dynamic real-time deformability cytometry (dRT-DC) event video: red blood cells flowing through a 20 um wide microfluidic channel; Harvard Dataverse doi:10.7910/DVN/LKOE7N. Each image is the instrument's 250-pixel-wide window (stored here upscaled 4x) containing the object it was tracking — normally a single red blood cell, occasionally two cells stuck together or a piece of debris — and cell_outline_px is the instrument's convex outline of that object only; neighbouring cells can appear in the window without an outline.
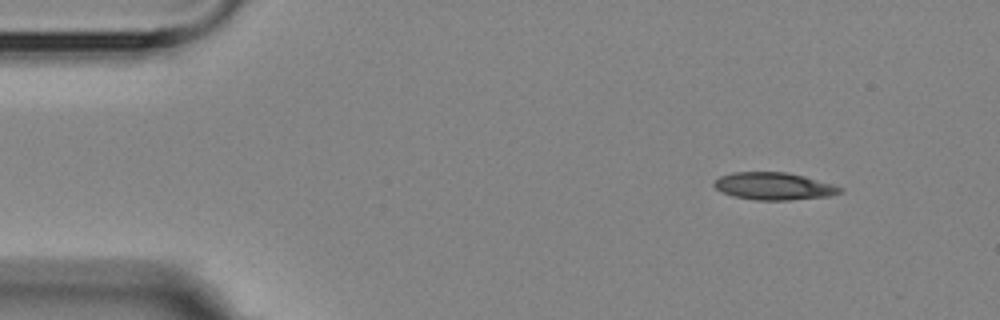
{"species": "Egyptian fruit bat (a non-hibernating species)", "species_latin": "Rousettus aegyptiacus", "temperature_condition": "room temperature", "stored_images_in_passage": 4, "segment_of_instrument_passage": [1, 2], "camera_frame_rate_fps": 3000, "um_per_image_px": 0.085, "animal": {"sex": "female"}, "frame": {"image": 1, "passage_image": 1, "time_ms": 0.0, "image_size_px": [1000, 320], "cell_outline_px": [[844, 192], [828, 196], [788, 200], [756, 200], [732, 196], [716, 188], [712, 184], [720, 176], [732, 172], [784, 172], [804, 176], [832, 184], [844, 188]], "centroid_in_image_um": [65.79, 15.82], "position_along_channel_um": 19.2, "area_um2": 20.0}}
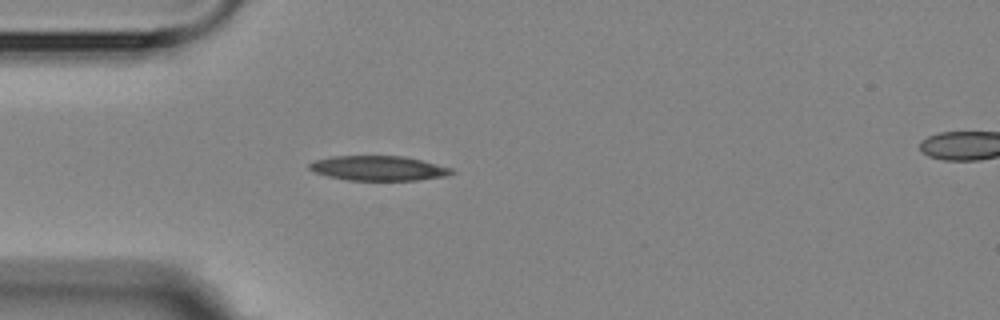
{"frame": {"image": 2, "passage_image": 3, "time_ms": 3.0, "image_size_px": [1000, 320], "cell_outline_px": [[456, 172], [448, 176], [416, 180], [348, 180], [328, 176], [316, 172], [308, 168], [308, 164], [316, 160], [332, 156], [404, 156], [452, 168]], "centroid_in_image_um": [32.19, 14.3], "position_along_channel_um": 52.8, "area_um2": 20.4}}